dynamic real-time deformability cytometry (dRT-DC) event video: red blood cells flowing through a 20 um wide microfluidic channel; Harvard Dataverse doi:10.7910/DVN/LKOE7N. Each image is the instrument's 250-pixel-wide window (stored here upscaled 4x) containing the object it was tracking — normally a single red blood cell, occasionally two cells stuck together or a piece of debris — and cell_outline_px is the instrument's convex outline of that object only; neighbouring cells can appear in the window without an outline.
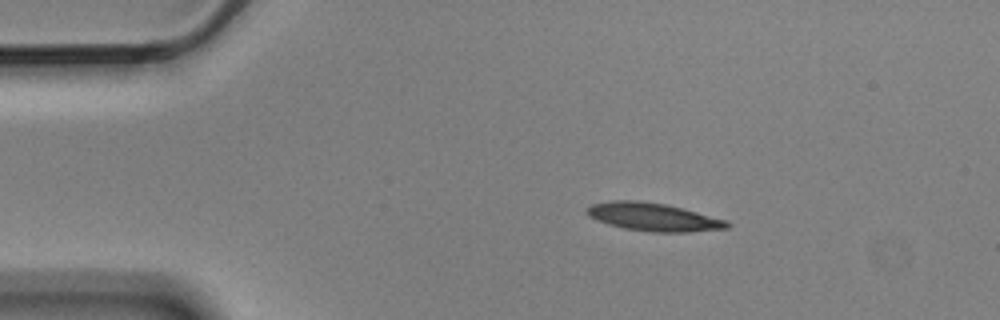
{"species": "Egyptian fruit bat (a non-hibernating species)", "species_latin": "Rousettus aegyptiacus", "temperature_condition": "cold", "stored_images_in_passage": 5, "camera_frame_rate_fps": 3000, "um_per_image_px": 0.085, "animal": {"sex": "male"}, "frame": {"image": 1, "passage_image": 1, "time_ms": 0.0, "image_size_px": [1000, 320], "cell_outline_px": [[732, 224], [728, 228], [688, 232], [652, 232], [624, 228], [608, 224], [596, 220], [588, 216], [584, 212], [592, 204], [612, 200], [636, 200], [664, 204], [728, 220]], "centroid_in_image_um": [55.52, 18.45], "position_along_channel_um": 29.5, "area_um2": 22.83}}
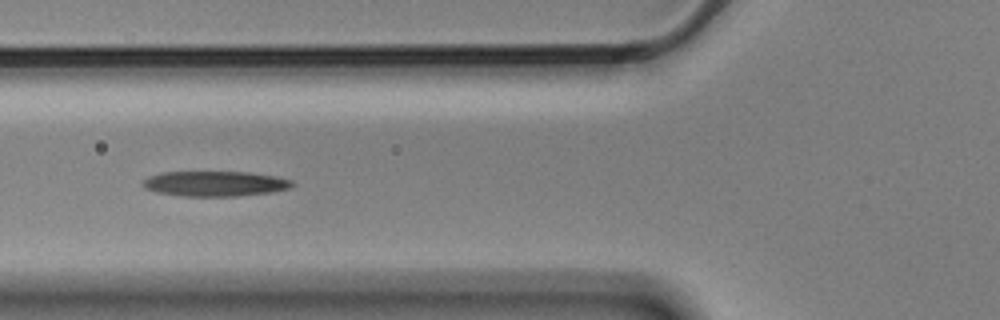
{"frame": {"image": 2, "passage_image": 4, "time_ms": 1.0, "image_size_px": [1000, 320], "cell_outline_px": [[296, 184], [292, 188], [268, 192], [240, 196], [180, 196], [156, 192], [144, 188], [144, 180], [148, 176], [160, 172], [248, 172], [276, 176], [292, 180]], "centroid_in_image_um": [18.29, 15.61], "position_along_channel_um": 107.5, "area_um2": 22.02}}
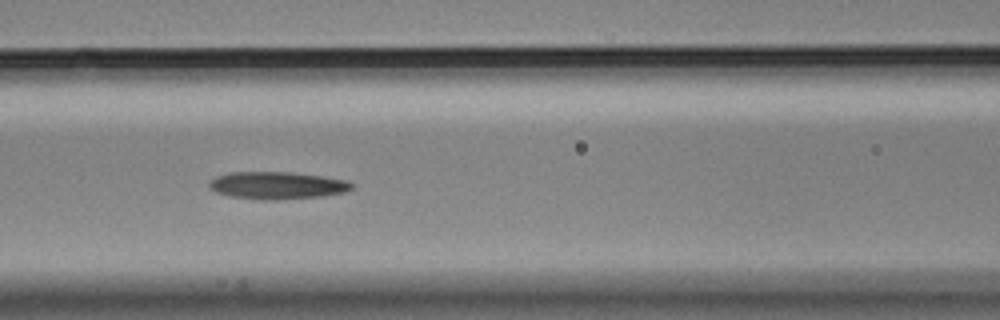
{"frame": {"image": 3, "passage_image": 5, "time_ms": 1.333, "image_size_px": [1000, 320], "cell_outline_px": [[356, 184], [352, 188], [344, 192], [324, 196], [280, 200], [260, 200], [232, 196], [216, 192], [208, 184], [216, 176], [228, 172], [292, 172], [348, 180]], "centroid_in_image_um": [23.6, 15.76], "position_along_channel_um": 143.0, "area_um2": 22.83}}